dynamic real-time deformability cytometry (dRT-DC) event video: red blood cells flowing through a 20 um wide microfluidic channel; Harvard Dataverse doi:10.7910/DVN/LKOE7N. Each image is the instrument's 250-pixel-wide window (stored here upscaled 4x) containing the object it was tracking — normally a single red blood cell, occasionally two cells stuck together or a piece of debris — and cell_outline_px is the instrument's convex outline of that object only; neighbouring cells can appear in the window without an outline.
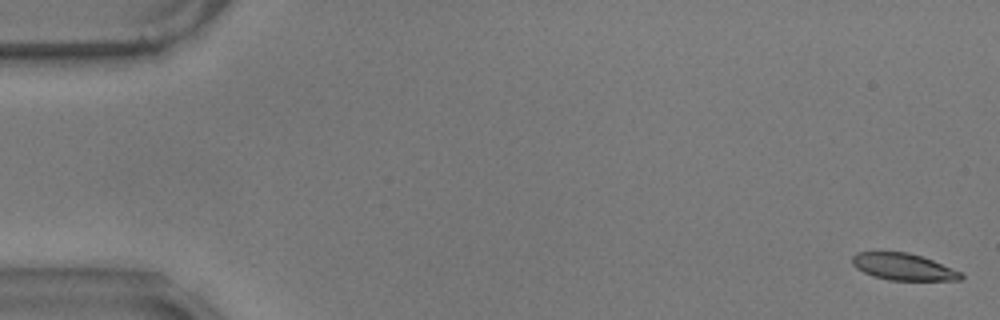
{"species": "common noctule bat (a hibernating species)", "species_latin": "Nyctalus noctula", "temperature_condition": "warm", "stored_images_in_passage": 59, "camera_frame_rate_fps": 3000, "um_per_image_px": 0.085, "animal": {"sex": "male", "body_mass_g": 17.9}, "frame": {"image": 1, "passage_image": 2, "time_ms": 0.333, "image_size_px": [1000, 320], "cell_outline_px": [[964, 276], [960, 280], [888, 280], [872, 276], [856, 268], [852, 264], [852, 256], [856, 252], [908, 252], [932, 260], [952, 268], [960, 272]], "centroid_in_image_um": [76.75, 22.68], "position_along_channel_um": 8.3, "area_um2": 16.88}}
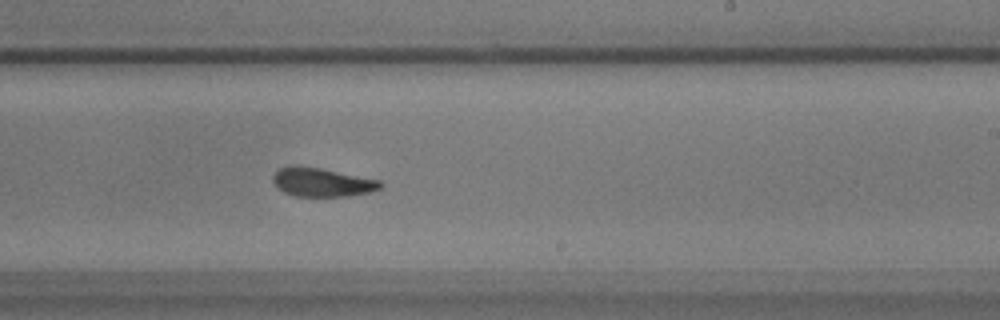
{"frame": {"image": 2, "passage_image": 36, "time_ms": 11.667, "image_size_px": [1000, 320], "cell_outline_px": [[384, 184], [380, 188], [368, 192], [348, 196], [296, 196], [284, 192], [272, 180], [272, 176], [280, 168], [320, 168], [380, 180]], "centroid_in_image_um": [27.43, 15.52], "position_along_channel_um": 261.6, "area_um2": 17.28}}
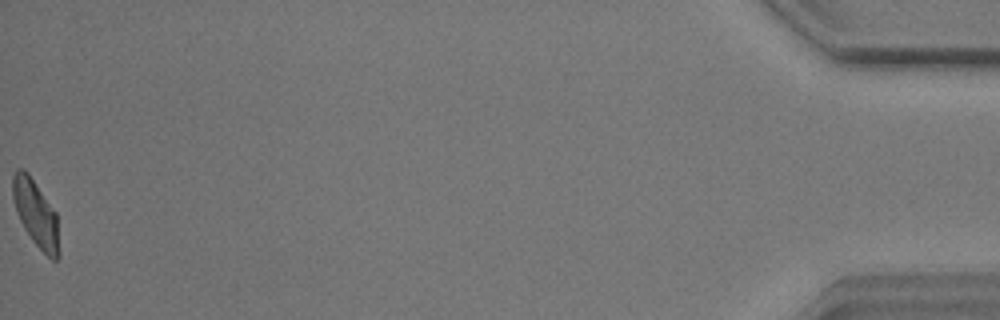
{"frame": {"image": 3, "passage_image": 59, "time_ms": 19.333, "image_size_px": [1000, 320], "cell_outline_px": [[60, 256], [56, 260], [52, 260], [32, 240], [24, 228], [16, 212], [12, 196], [12, 176], [16, 168], [24, 168], [28, 172], [56, 212], [60, 252]], "centroid_in_image_um": [3.04, 18.13], "position_along_channel_um": 432.2, "area_um2": 18.09}, "authors_computed_cell_mechanics": {"area_um2": 18.3804, "velocity_mm_per_s": 3.5045, "shape_relaxation_time_tau1_ms": 9.3553, "shape_relaxation_time_tau2_ms": 3.0847, "deformation_change_tau1": 0.2318, "deformation_change_tau2": 0.1044}}